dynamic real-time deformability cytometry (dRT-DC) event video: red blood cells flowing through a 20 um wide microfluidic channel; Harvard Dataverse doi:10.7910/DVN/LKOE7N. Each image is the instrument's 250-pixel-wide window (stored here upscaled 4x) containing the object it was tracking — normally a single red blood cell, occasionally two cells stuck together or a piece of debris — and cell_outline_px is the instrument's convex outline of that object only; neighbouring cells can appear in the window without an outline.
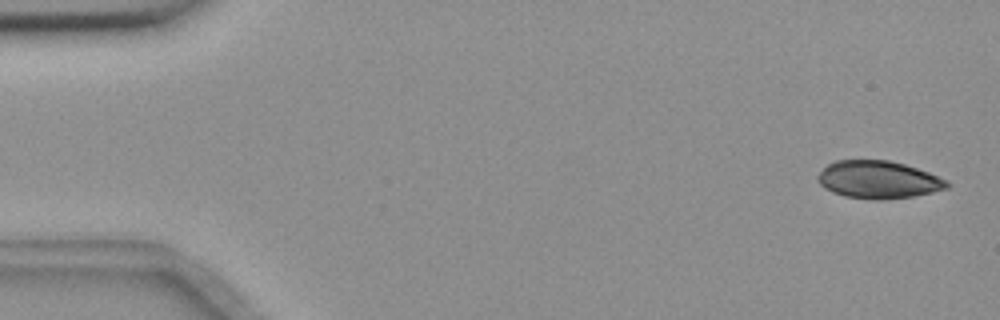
{"species": "common noctule bat (a hibernating species)", "species_latin": "Nyctalus noctula", "temperature_condition": "room temperature", "stored_images_in_passage": 3, "camera_frame_rate_fps": 3000, "um_per_image_px": 0.085, "animal": {"sex": "female", "body_mass_g": 18.4}, "frame": {"image": 1, "passage_image": 1, "time_ms": 0.0, "image_size_px": [1000, 320], "cell_outline_px": [[952, 184], [948, 188], [932, 192], [912, 196], [880, 200], [876, 200], [844, 196], [832, 192], [824, 188], [816, 180], [816, 176], [828, 164], [836, 160], [888, 160], [904, 164], [928, 172], [948, 180]], "centroid_in_image_um": [74.65, 15.27], "position_along_channel_um": 10.3, "area_um2": 28.38}}